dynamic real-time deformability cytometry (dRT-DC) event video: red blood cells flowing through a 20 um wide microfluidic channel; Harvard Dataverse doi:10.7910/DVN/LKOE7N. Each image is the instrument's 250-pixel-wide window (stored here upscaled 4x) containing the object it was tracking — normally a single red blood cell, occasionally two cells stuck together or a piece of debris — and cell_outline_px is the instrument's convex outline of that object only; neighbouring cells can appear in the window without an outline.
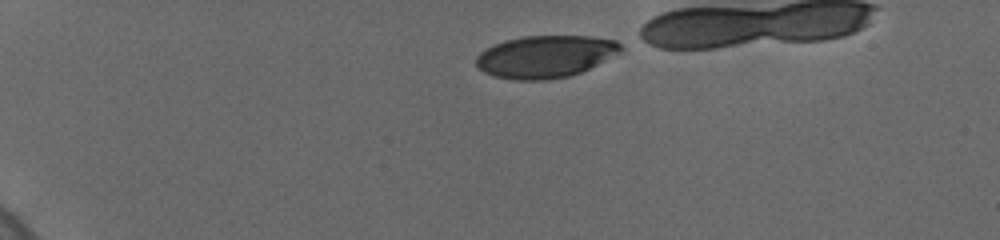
{"species": "human", "species_latin": "Homo sapiens", "temperature_condition": "cold", "stored_images_in_passage": 2, "camera_frame_rate_fps": 3000, "um_per_image_px": 0.085, "donor": {"sex": "female"}, "frame": {"image": 1, "passage_image": 1, "time_ms": 0.0, "image_size_px": [1000, 240], "cell_outline_px": [[624, 52], [580, 72], [568, 76], [548, 80], [512, 80], [496, 76], [484, 72], [476, 68], [476, 56], [480, 52], [504, 40], [524, 36], [588, 36], [616, 40], [624, 44]], "centroid_in_image_um": [46.4, 4.8], "position_along_channel_um": 38.6, "area_um2": 35.89}}